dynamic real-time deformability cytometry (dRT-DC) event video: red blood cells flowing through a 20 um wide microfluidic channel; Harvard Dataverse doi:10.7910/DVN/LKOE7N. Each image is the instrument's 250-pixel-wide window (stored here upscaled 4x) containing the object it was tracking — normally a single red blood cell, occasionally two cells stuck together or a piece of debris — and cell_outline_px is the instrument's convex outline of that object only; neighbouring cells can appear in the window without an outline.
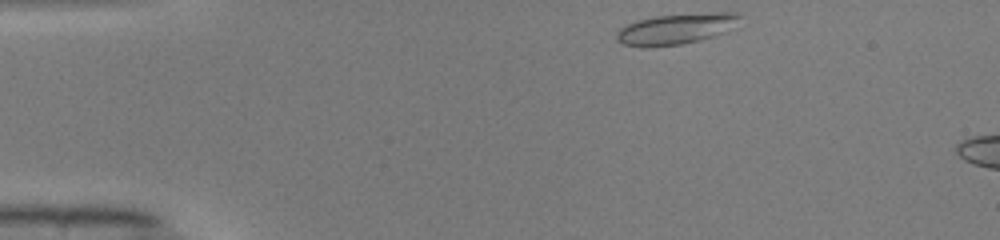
{"species": "common noctule bat (a hibernating species)", "species_latin": "Nyctalus noctula", "temperature_condition": "warm", "stored_images_in_passage": 43, "camera_frame_rate_fps": 3000, "um_per_image_px": 0.085, "animal": {"sex": "male", "body_mass_g": 19.0, "forearm_length_mm": 50.8}, "frame": {"image": 1, "passage_image": 1, "time_ms": 0.0, "image_size_px": [1000, 240], "cell_outline_px": [[740, 16], [736, 28], [700, 40], [680, 44], [644, 48], [624, 44], [616, 40], [616, 32], [620, 28], [628, 24], [640, 20], [656, 16], [712, 12], [736, 12]], "centroid_in_image_um": [57.48, 2.46], "position_along_channel_um": 27.5, "area_um2": 22.08}}
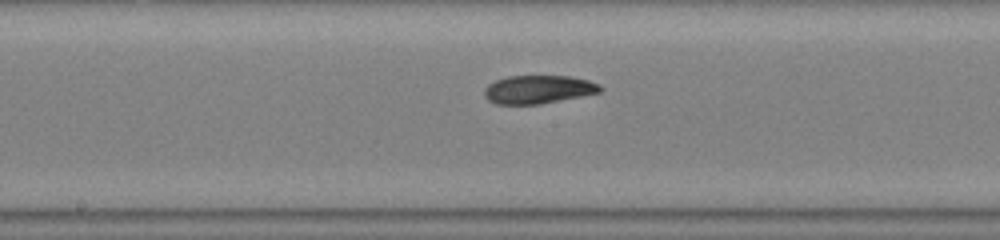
{"frame": {"image": 2, "passage_image": 19, "time_ms": 6.0, "image_size_px": [1000, 240], "cell_outline_px": [[604, 88], [600, 92], [540, 104], [496, 104], [488, 100], [484, 96], [484, 88], [488, 84], [496, 80], [508, 76], [568, 76], [588, 80], [600, 84]], "centroid_in_image_um": [45.74, 7.6], "position_along_channel_um": 202.5, "area_um2": 19.07}}
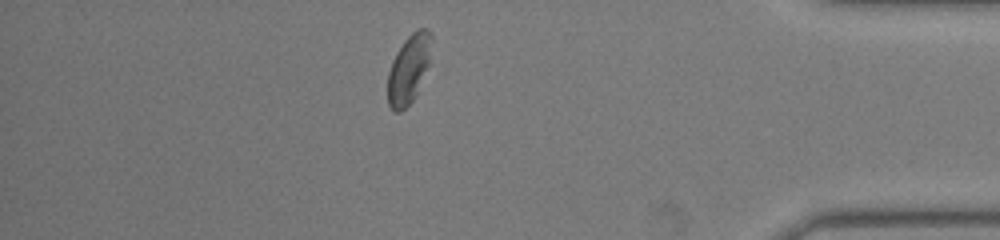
{"frame": {"image": 3, "passage_image": 36, "time_ms": 11.667, "image_size_px": [1000, 240], "cell_outline_px": [[432, 36], [428, 64], [416, 96], [400, 112], [396, 112], [388, 104], [388, 72], [392, 60], [396, 52], [404, 40], [416, 28], [428, 28], [432, 32]], "centroid_in_image_um": [34.74, 5.82], "position_along_channel_um": 400.5, "area_um2": 17.46}}